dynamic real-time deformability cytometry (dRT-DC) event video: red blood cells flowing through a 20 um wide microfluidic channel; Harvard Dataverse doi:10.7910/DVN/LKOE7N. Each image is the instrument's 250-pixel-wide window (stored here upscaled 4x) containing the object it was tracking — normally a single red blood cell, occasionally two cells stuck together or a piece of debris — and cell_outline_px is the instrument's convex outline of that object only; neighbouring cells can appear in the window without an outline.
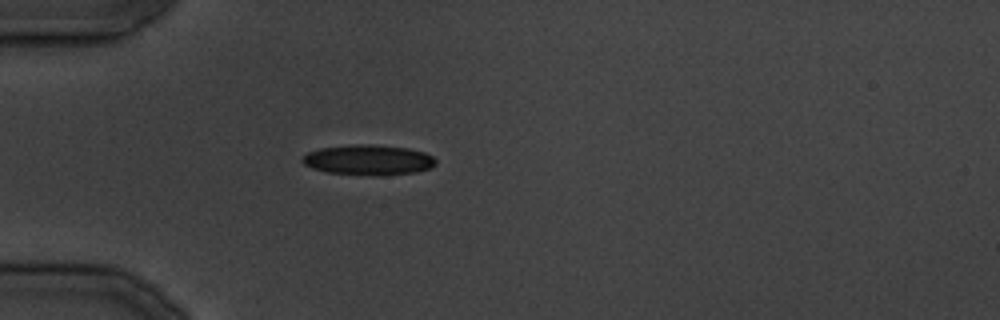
{"species": "common noctule bat (a hibernating species)", "species_latin": "Nyctalus noctula", "temperature_condition": "cold", "stored_images_in_passage": 26, "camera_frame_rate_fps": 3000, "um_per_image_px": 0.085, "animal": {"sex": "male", "body_mass_g": 19.5, "forearm_length_mm": 54.6}, "frame": {"image": 1, "passage_image": 1, "time_ms": 0.0, "image_size_px": [1000, 320], "cell_outline_px": [[436, 164], [432, 168], [416, 172], [384, 176], [372, 176], [328, 172], [312, 168], [304, 164], [300, 160], [308, 152], [320, 148], [356, 144], [372, 144], [408, 148], [424, 152], [432, 156], [436, 160]], "centroid_in_image_um": [31.34, 13.6], "position_along_channel_um": 53.7, "area_um2": 23.76}}
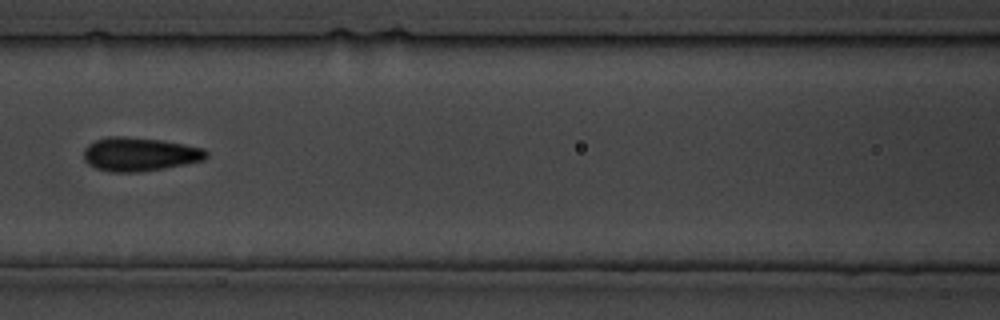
{"frame": {"image": 2, "passage_image": 7, "time_ms": 7.0, "image_size_px": [1000, 320], "cell_outline_px": [[208, 156], [204, 160], [164, 168], [140, 172], [112, 172], [96, 168], [88, 164], [84, 160], [84, 148], [88, 144], [96, 140], [108, 136], [124, 136], [160, 140], [184, 144], [204, 148], [208, 152]], "centroid_in_image_um": [11.86, 13.11], "position_along_channel_um": 154.7, "area_um2": 24.1}}
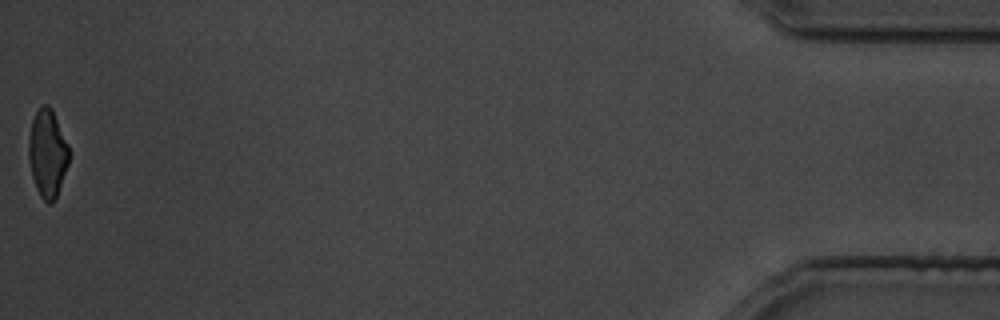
{"frame": {"image": 3, "passage_image": 26, "time_ms": 30.0, "image_size_px": [1000, 320], "cell_outline_px": [[68, 164], [56, 196], [52, 204], [48, 204], [40, 196], [36, 188], [32, 176], [28, 160], [28, 140], [32, 120], [40, 104], [48, 104], [52, 108], [68, 144]], "centroid_in_image_um": [4.01, 13.0], "position_along_channel_um": 431.2, "area_um2": 20.63}}